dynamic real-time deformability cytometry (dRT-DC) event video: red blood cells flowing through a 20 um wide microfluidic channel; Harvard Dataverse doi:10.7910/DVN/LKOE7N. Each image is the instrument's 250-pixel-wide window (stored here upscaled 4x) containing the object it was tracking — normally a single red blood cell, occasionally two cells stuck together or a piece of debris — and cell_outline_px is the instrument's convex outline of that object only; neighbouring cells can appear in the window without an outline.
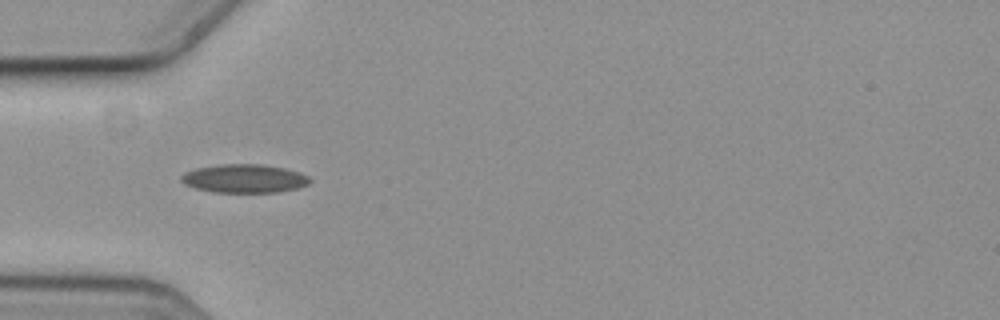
{"species": "common noctule bat (a hibernating species)", "species_latin": "Nyctalus noctula", "temperature_condition": "cold", "stored_images_in_passage": 7, "camera_frame_rate_fps": 3000, "um_per_image_px": 0.085, "animal": {"sex": "female", "body_mass_g": 19.3, "forearm_length_mm": 54.1}, "frame": {"image": 1, "passage_image": 4, "time_ms": 1.0, "image_size_px": [1000, 320], "cell_outline_px": [[312, 180], [308, 184], [296, 188], [280, 192], [212, 192], [196, 188], [184, 184], [180, 180], [180, 176], [184, 172], [196, 168], [220, 164], [260, 164], [284, 168], [300, 172], [308, 176]], "centroid_in_image_um": [20.75, 15.17], "position_along_channel_um": 64.2, "area_um2": 21.44}}
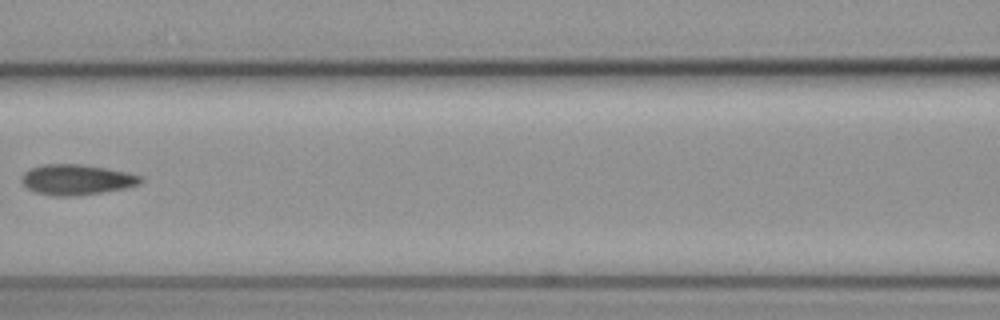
{"frame": {"image": 2, "passage_image": 6, "time_ms": 1.667, "image_size_px": [1000, 320], "cell_outline_px": [[144, 180], [140, 184], [128, 188], [80, 196], [56, 196], [36, 192], [28, 188], [20, 180], [24, 172], [32, 168], [44, 164], [80, 164], [128, 172], [144, 176]], "centroid_in_image_um": [6.57, 15.28], "position_along_channel_um": 160.0, "area_um2": 21.27}}
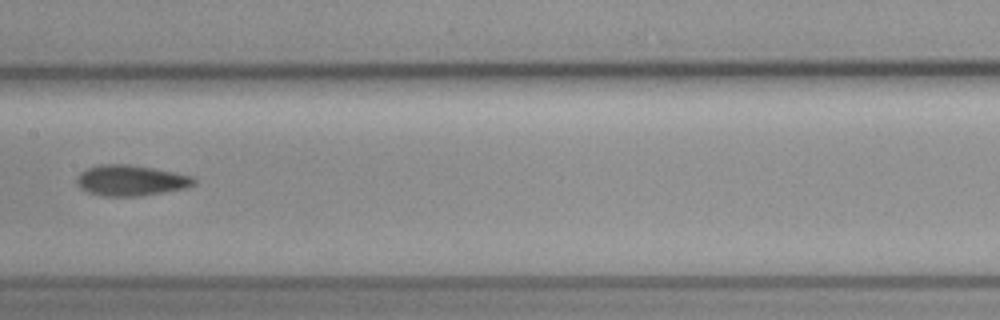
{"frame": {"image": 3, "passage_image": 7, "time_ms": 2.0, "image_size_px": [1000, 320], "cell_outline_px": [[196, 184], [188, 188], [140, 196], [100, 196], [88, 192], [80, 188], [76, 184], [76, 176], [80, 172], [88, 168], [100, 164], [128, 164], [152, 168], [192, 176], [196, 180]], "centroid_in_image_um": [11.1, 15.34], "position_along_channel_um": 196.3, "area_um2": 21.1}}